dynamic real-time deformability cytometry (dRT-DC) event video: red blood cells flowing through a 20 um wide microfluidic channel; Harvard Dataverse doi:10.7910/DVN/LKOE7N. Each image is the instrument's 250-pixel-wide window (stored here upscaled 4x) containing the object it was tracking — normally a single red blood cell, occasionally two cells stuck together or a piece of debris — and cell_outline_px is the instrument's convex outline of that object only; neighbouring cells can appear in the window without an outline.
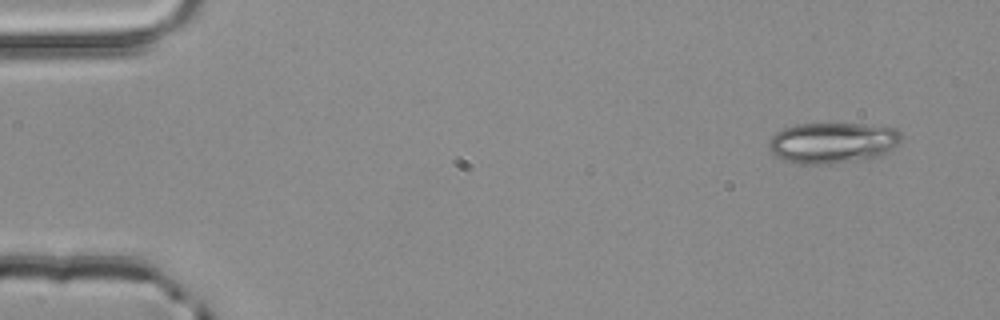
{"species": "common noctule bat (a hibernating species)", "species_latin": "Nyctalus noctula", "temperature_condition": "room temperature", "stored_images_in_passage": 4, "camera_frame_rate_fps": 3000, "um_per_image_px": 0.085, "animal": {"sex": "male", "body_mass_g": 20.4}, "frame": {"image": 1, "passage_image": 1, "time_ms": 0.0, "image_size_px": [1000, 320], "cell_outline_px": [[904, 136], [884, 156], [872, 160], [832, 164], [800, 164], [784, 160], [776, 156], [768, 148], [768, 140], [776, 132], [784, 128], [796, 124], [860, 124], [896, 128]], "centroid_in_image_um": [70.8, 12.16], "position_along_channel_um": 14.2, "area_um2": 32.14}}